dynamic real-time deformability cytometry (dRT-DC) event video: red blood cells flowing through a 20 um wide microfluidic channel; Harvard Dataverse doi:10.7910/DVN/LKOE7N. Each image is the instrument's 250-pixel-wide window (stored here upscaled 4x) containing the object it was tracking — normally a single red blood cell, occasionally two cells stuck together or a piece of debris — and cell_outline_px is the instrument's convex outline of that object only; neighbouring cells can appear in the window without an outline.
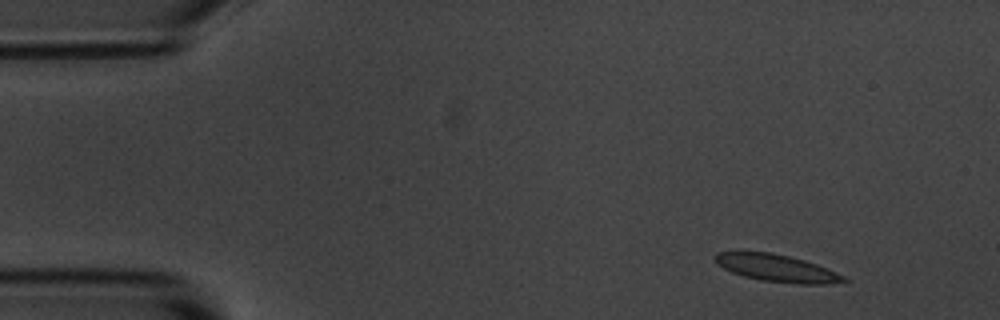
{"species": "common noctule bat (a hibernating species)", "species_latin": "Nyctalus noctula", "temperature_condition": "room temperature", "stored_images_in_passage": 4, "camera_frame_rate_fps": 3000, "um_per_image_px": 0.085, "animal": {"sex": "male", "body_mass_g": 20.1, "forearm_length_mm": 53.5}, "frame": {"image": 1, "passage_image": 1, "time_ms": 0.0, "image_size_px": [1000, 320], "cell_outline_px": [[848, 280], [828, 284], [796, 284], [760, 280], [744, 276], [732, 272], [716, 264], [712, 256], [716, 252], [736, 248], [772, 252], [804, 260], [816, 264], [836, 272], [844, 276]], "centroid_in_image_um": [65.87, 22.73], "position_along_channel_um": 19.1, "area_um2": 21.15}}
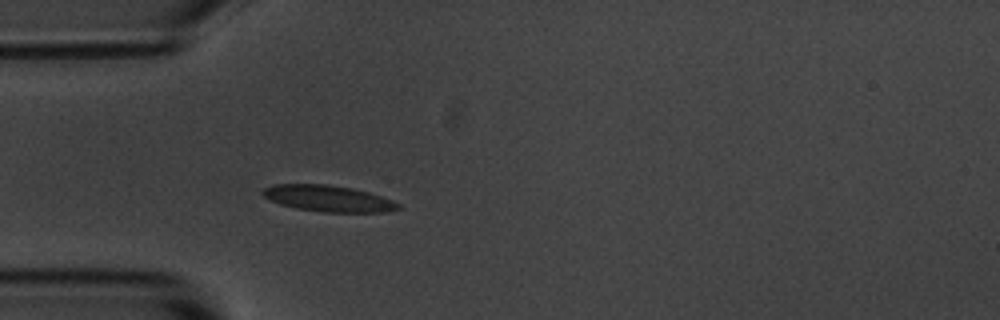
{"frame": {"image": 2, "passage_image": 4, "time_ms": 3.333, "image_size_px": [1000, 320], "cell_outline_px": [[400, 208], [388, 212], [324, 212], [296, 208], [280, 204], [264, 196], [260, 192], [264, 188], [272, 184], [324, 184], [352, 188], [368, 192], [392, 200], [400, 204]], "centroid_in_image_um": [27.89, 16.87], "position_along_channel_um": 57.1, "area_um2": 20.63}}